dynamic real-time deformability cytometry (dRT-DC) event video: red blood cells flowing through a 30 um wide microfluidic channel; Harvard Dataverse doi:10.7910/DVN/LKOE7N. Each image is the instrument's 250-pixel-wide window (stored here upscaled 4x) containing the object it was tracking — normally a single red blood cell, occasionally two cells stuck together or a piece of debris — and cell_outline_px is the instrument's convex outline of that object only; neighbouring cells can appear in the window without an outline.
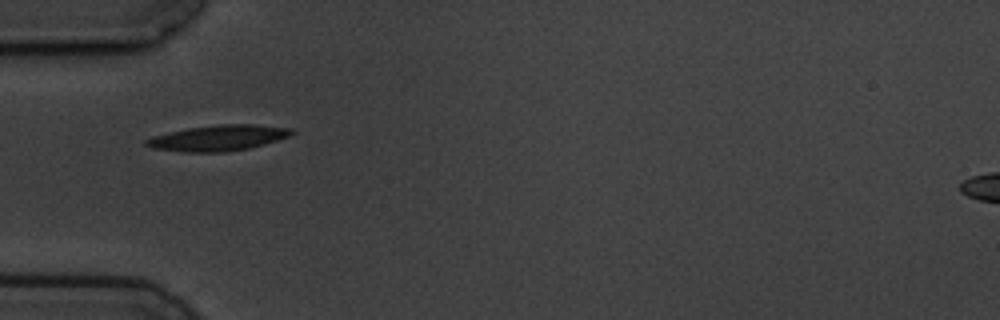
{"species": "common noctule bat (a hibernating species)", "species_latin": "Nyctalus noctula", "temperature_condition": "cold", "stored_images_in_passage": 3, "camera_frame_rate_fps": 3000, "um_per_image_px": 0.085, "animal": {"sex": "male", "body_mass_g": 19.5, "forearm_length_mm": 54.6}, "frame": {"image": 1, "passage_image": 1, "time_ms": 0.0, "image_size_px": [1000, 320], "cell_outline_px": [[296, 132], [292, 136], [264, 144], [248, 148], [224, 152], [184, 152], [152, 148], [144, 144], [144, 140], [152, 136], [168, 132], [188, 128], [220, 124], [256, 124], [292, 128]], "centroid_in_image_um": [18.57, 11.72], "position_along_channel_um": 66.4, "area_um2": 21.96}}
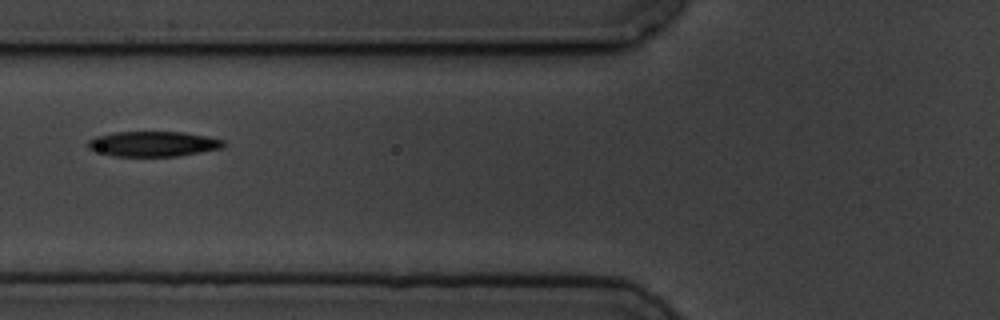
{"frame": {"image": 2, "passage_image": 2, "time_ms": 1.333, "image_size_px": [1000, 320], "cell_outline_px": [[228, 144], [220, 148], [200, 152], [176, 156], [112, 156], [88, 148], [88, 140], [96, 136], [116, 132], [184, 132], [208, 136], [224, 140]], "centroid_in_image_um": [13.05, 12.22], "position_along_channel_um": 112.8, "area_um2": 19.83}}
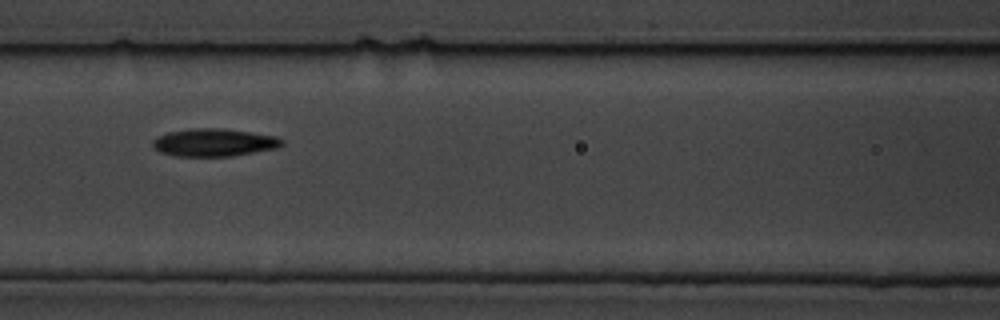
{"frame": {"image": 3, "passage_image": 3, "time_ms": 2.333, "image_size_px": [1000, 320], "cell_outline_px": [[284, 144], [276, 148], [232, 156], [176, 156], [160, 152], [152, 148], [152, 140], [156, 136], [168, 132], [192, 128], [220, 128], [276, 136], [284, 140]], "centroid_in_image_um": [18.15, 12.11], "position_along_channel_um": 148.5, "area_um2": 20.92}}